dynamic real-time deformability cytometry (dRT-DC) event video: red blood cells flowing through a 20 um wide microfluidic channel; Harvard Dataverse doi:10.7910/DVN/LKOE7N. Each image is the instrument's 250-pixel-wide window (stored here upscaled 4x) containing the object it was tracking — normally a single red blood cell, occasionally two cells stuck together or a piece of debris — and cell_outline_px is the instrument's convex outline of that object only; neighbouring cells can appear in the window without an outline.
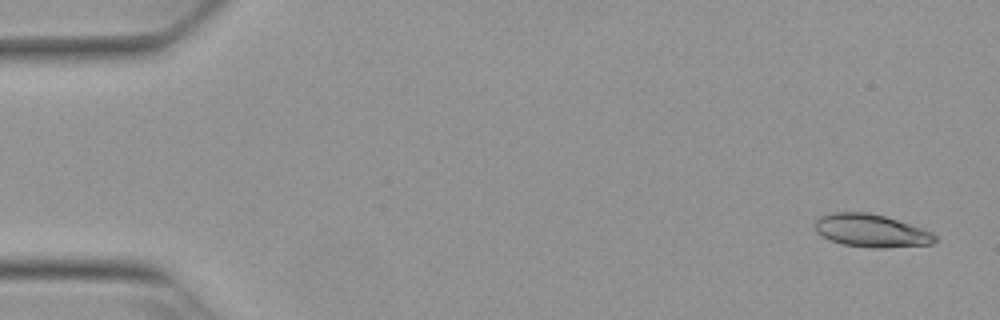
{"species": "Egyptian fruit bat (a non-hibernating species)", "species_latin": "Rousettus aegyptiacus", "temperature_condition": "warm", "stored_images_in_passage": 52, "camera_frame_rate_fps": 3000, "um_per_image_px": 0.085, "animal": {"sex": "female"}, "frame": {"image": 1, "passage_image": 2, "time_ms": 0.333, "image_size_px": [1000, 320], "cell_outline_px": [[936, 240], [932, 244], [884, 248], [872, 248], [844, 244], [832, 240], [816, 232], [816, 220], [820, 216], [832, 212], [868, 212], [884, 216], [932, 232], [936, 236]], "centroid_in_image_um": [74.05, 19.61], "position_along_channel_um": 10.9, "area_um2": 22.66}}
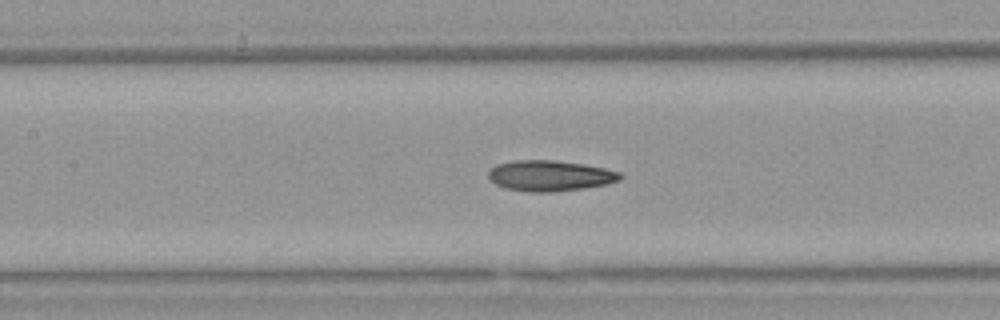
{"frame": {"image": 2, "passage_image": 24, "time_ms": 7.667, "image_size_px": [1000, 320], "cell_outline_px": [[624, 176], [620, 180], [608, 184], [584, 188], [552, 192], [528, 192], [508, 188], [496, 184], [488, 176], [488, 172], [496, 164], [516, 160], [556, 160], [584, 164], [604, 168], [620, 172]], "centroid_in_image_um": [46.79, 14.93], "position_along_channel_um": 160.6, "area_um2": 23.58}}
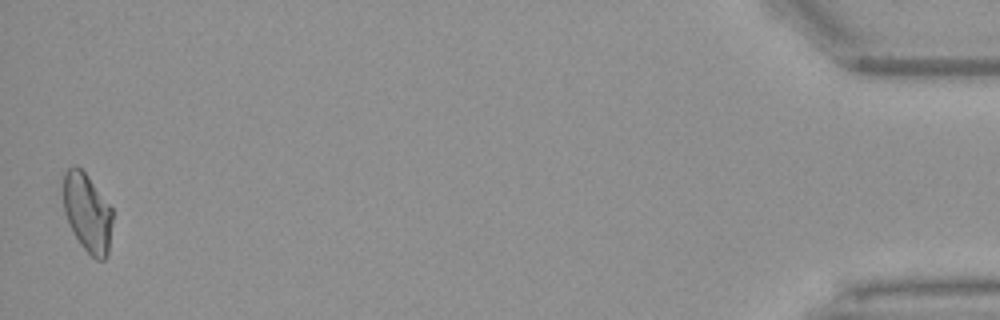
{"frame": {"image": 3, "passage_image": 52, "time_ms": 17.0, "image_size_px": [1000, 320], "cell_outline_px": [[112, 220], [108, 252], [104, 260], [96, 260], [80, 244], [64, 212], [60, 188], [60, 184], [64, 172], [72, 164], [76, 164], [88, 176], [112, 208]], "centroid_in_image_um": [7.37, 18.0], "position_along_channel_um": 427.8, "area_um2": 22.89}, "authors_computed_cell_mechanics": {"area_um2": 22.8599, "velocity_mm_per_s": 3.8568, "shape_relaxation_time_tau1_ms": null, "shape_relaxation_time_tau2_ms": 5.2727, "deformation_change_tau1": null, "deformation_change_tau2": 0.1331}}